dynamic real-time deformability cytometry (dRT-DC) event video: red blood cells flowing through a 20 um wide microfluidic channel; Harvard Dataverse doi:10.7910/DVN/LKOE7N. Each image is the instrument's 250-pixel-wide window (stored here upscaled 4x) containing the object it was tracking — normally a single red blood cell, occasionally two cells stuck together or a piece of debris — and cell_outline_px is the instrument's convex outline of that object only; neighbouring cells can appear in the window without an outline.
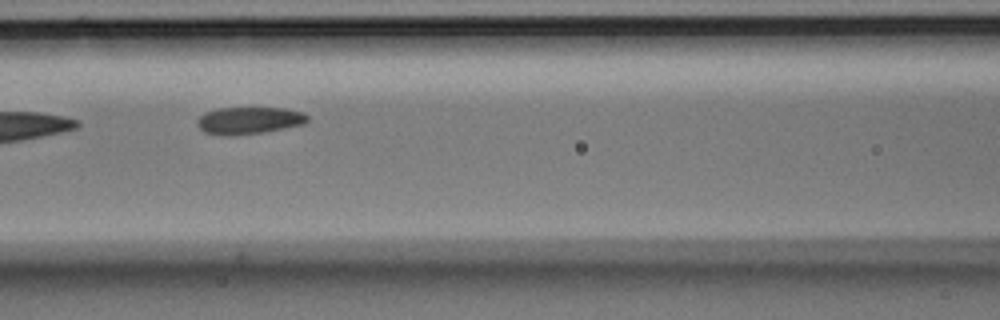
{"species": "Egyptian fruit bat (a non-hibernating species)", "species_latin": "Rousettus aegyptiacus", "temperature_condition": "room temperature", "stored_images_in_passage": 12, "camera_frame_rate_fps": 3000, "um_per_image_px": 0.085, "animal": {"sex": "male"}, "frame": {"image": 1, "passage_image": 4, "time_ms": 1.0, "image_size_px": [1000, 320], "cell_outline_px": [[308, 120], [304, 124], [284, 128], [260, 132], [232, 136], [224, 136], [204, 132], [196, 124], [196, 120], [204, 112], [216, 108], [284, 108], [304, 112], [308, 116]], "centroid_in_image_um": [21.13, 10.23], "position_along_channel_um": 145.5, "area_um2": 17.51}}
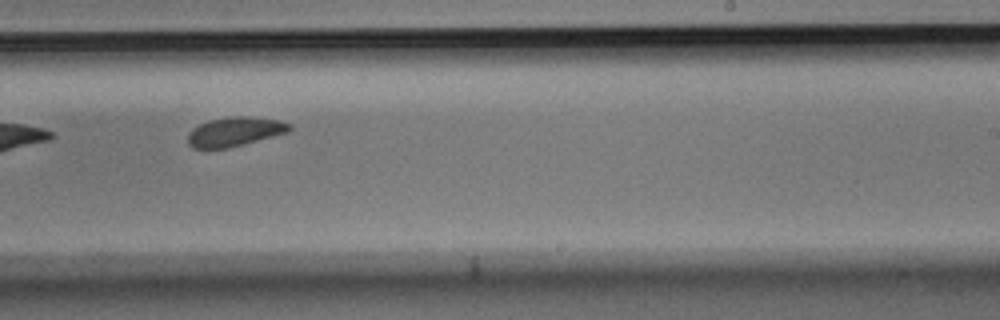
{"frame": {"image": 2, "passage_image": 7, "time_ms": 2.0, "image_size_px": [1000, 320], "cell_outline_px": [[292, 128], [288, 132], [228, 148], [192, 148], [188, 144], [188, 136], [192, 128], [208, 120], [232, 116], [248, 116], [280, 120], [292, 124]], "centroid_in_image_um": [19.97, 11.18], "position_along_channel_um": 269.0, "area_um2": 17.28}}
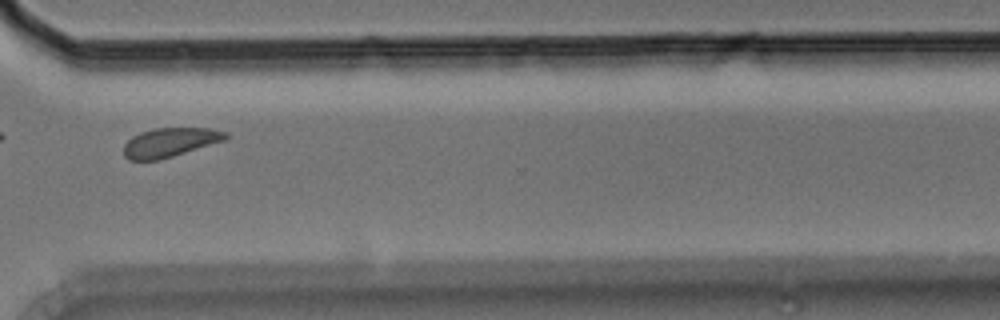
{"frame": {"image": 3, "passage_image": 9, "time_ms": 2.667, "image_size_px": [1000, 320], "cell_outline_px": [[228, 140], [160, 160], [128, 160], [124, 156], [124, 144], [132, 136], [140, 132], [156, 128], [208, 128], [228, 132]], "centroid_in_image_um": [14.48, 12.1], "position_along_channel_um": 356.1, "area_um2": 17.51}}